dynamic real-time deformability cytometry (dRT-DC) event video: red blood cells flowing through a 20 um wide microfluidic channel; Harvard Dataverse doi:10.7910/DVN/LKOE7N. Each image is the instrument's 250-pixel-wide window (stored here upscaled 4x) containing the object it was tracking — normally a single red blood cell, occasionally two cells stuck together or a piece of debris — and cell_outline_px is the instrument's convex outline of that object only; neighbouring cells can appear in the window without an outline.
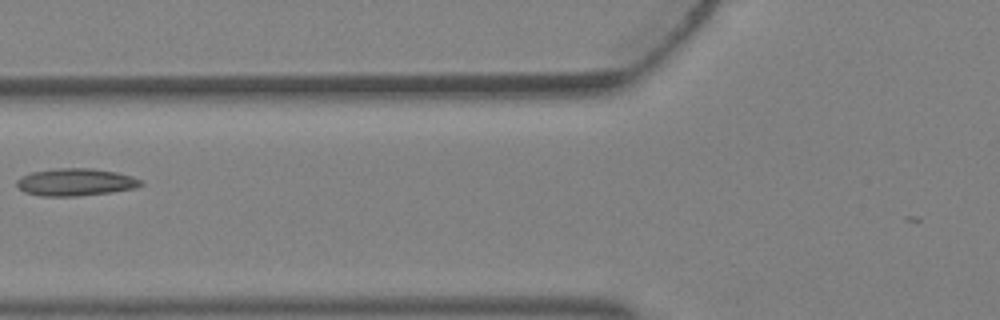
{"species": "Egyptian fruit bat (a non-hibernating species)", "species_latin": "Rousettus aegyptiacus", "temperature_condition": "warm", "stored_images_in_passage": 5, "camera_frame_rate_fps": 3000, "um_per_image_px": 0.085, "animal": {"sex": "female"}, "frame": {"image": 1, "passage_image": 5, "time_ms": 1.333, "image_size_px": [1000, 320], "cell_outline_px": [[144, 184], [136, 188], [112, 192], [76, 196], [40, 196], [24, 192], [16, 184], [16, 180], [20, 176], [32, 172], [60, 168], [92, 168], [116, 172], [132, 176], [140, 180]], "centroid_in_image_um": [6.42, 15.48], "position_along_channel_um": 119.4, "area_um2": 19.83}}